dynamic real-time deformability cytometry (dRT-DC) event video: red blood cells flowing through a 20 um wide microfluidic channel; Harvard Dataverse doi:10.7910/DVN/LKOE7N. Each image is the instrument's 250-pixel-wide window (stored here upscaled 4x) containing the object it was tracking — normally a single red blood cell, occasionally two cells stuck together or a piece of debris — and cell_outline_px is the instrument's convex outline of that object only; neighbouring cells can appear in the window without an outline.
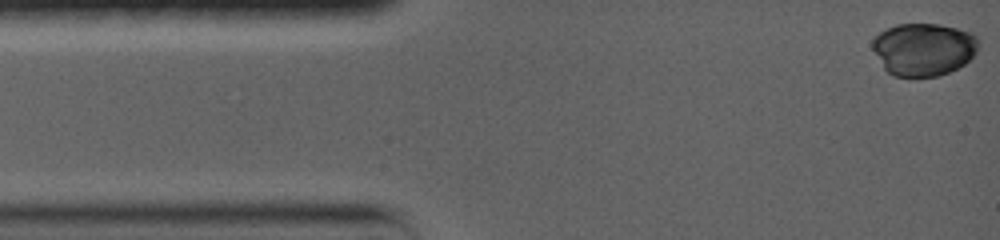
{"species": "common noctule bat (a hibernating species)", "species_latin": "Nyctalus noctula", "temperature_condition": "warm", "stored_images_in_passage": 19, "camera_frame_rate_fps": 5000, "um_per_image_px": 0.085, "animal": {"sex": "female", "body_mass_g": 19.0, "forearm_length_mm": 56.7}, "frame": {"image": 1, "passage_image": 1, "time_ms": 0.0, "image_size_px": [1000, 240], "cell_outline_px": [[980, 44], [976, 52], [964, 64], [948, 72], [936, 76], [892, 76], [884, 68], [872, 48], [872, 40], [880, 32], [896, 24], [940, 24], [972, 32], [980, 40]], "centroid_in_image_um": [78.52, 4.17], "position_along_channel_um": 6.5, "area_um2": 32.54}}